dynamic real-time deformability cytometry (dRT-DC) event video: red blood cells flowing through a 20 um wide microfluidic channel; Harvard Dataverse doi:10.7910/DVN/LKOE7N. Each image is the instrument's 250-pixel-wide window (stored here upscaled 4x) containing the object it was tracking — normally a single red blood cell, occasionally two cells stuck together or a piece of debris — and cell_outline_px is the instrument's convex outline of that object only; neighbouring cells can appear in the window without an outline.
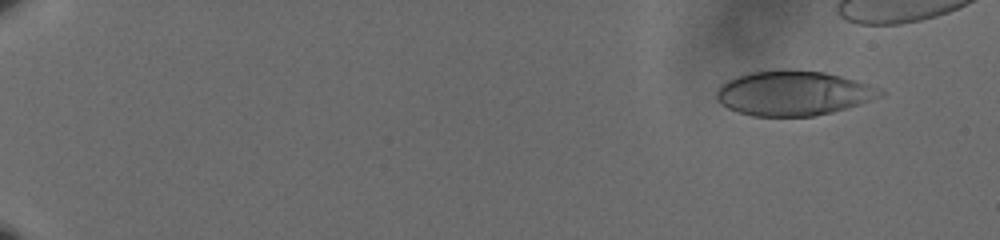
{"species": "human", "species_latin": "Homo sapiens", "temperature_condition": "cold", "stored_images_in_passage": 55, "camera_frame_rate_fps": 3000, "um_per_image_px": 0.085, "donor": {"sex": "male"}, "frame": {"image": 1, "passage_image": 6, "time_ms": 1.667, "image_size_px": [1000, 240], "cell_outline_px": [[884, 92], [860, 104], [832, 112], [816, 116], [752, 116], [728, 108], [720, 104], [716, 100], [716, 92], [728, 80], [736, 76], [748, 72], [784, 68], [824, 72], [840, 76], [868, 84], [880, 88]], "centroid_in_image_um": [67.38, 7.91], "position_along_channel_um": 17.6, "area_um2": 42.54}}
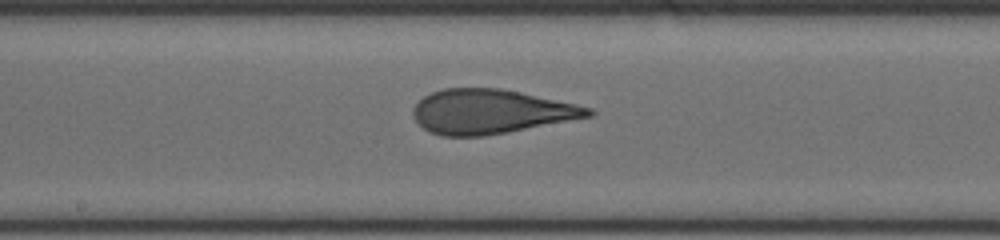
{"frame": {"image": 2, "passage_image": 36, "time_ms": 11.667, "image_size_px": [1000, 240], "cell_outline_px": [[596, 112], [592, 116], [508, 132], [484, 136], [444, 136], [432, 132], [424, 128], [412, 116], [412, 108], [424, 96], [432, 92], [444, 88], [500, 88], [520, 92], [576, 104], [592, 108]], "centroid_in_image_um": [41.71, 9.48], "position_along_channel_um": 206.5, "area_um2": 45.03}}
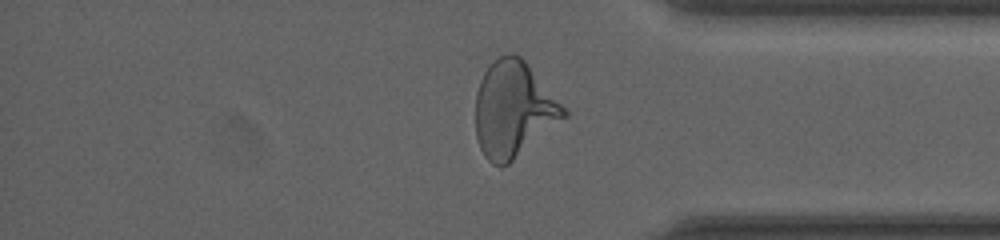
{"frame": {"image": 3, "passage_image": 52, "time_ms": 17.0, "image_size_px": [1000, 240], "cell_outline_px": [[568, 116], [508, 164], [500, 168], [492, 164], [484, 156], [480, 148], [476, 136], [476, 92], [480, 80], [484, 72], [500, 56], [508, 52], [512, 52], [520, 56], [524, 60], [568, 112]], "centroid_in_image_um": [43.63, 9.33], "position_along_channel_um": 391.6, "area_um2": 48.78}}